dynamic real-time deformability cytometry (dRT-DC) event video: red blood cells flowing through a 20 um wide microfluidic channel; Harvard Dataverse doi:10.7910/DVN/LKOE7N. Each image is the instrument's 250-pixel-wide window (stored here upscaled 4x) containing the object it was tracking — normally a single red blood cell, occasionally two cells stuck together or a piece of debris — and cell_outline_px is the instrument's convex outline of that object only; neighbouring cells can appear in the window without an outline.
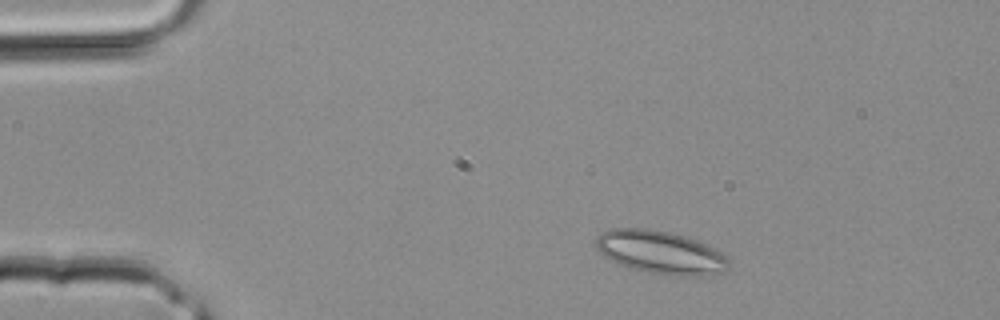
{"species": "common noctule bat (a hibernating species)", "species_latin": "Nyctalus noctula", "temperature_condition": "room temperature", "stored_images_in_passage": 2, "camera_frame_rate_fps": 3000, "um_per_image_px": 0.085, "animal": {"sex": "male", "body_mass_g": 20.4}, "frame": {"image": 1, "passage_image": 2, "time_ms": 0.333, "image_size_px": [1000, 320], "cell_outline_px": [[732, 260], [728, 268], [724, 272], [708, 276], [684, 276], [648, 272], [632, 268], [608, 260], [596, 248], [596, 236], [612, 228], [648, 228], [672, 232], [696, 240], [720, 252]], "centroid_in_image_um": [56.17, 21.45], "position_along_channel_um": 28.8, "area_um2": 33.47}}